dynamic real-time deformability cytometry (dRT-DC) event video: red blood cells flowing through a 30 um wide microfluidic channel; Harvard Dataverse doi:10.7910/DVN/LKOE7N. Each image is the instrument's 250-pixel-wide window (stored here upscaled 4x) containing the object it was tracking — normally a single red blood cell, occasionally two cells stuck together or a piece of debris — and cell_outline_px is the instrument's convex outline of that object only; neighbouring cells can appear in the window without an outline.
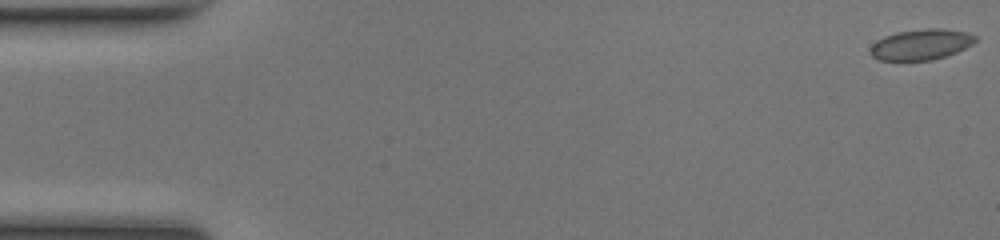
{"species": "common noctule bat (a hibernating species)", "species_latin": "Nyctalus noctula", "temperature_condition": "room temperature", "stored_images_in_passage": 50, "camera_frame_rate_fps": 3000, "um_per_image_px": 0.085, "animal": {"sex": "female", "body_mass_g": 17.0, "forearm_length_mm": 48.0}, "frame": {"image": 1, "passage_image": 1, "time_ms": 0.0, "image_size_px": [1000, 240], "cell_outline_px": [[976, 40], [972, 44], [956, 52], [932, 60], [880, 60], [872, 56], [868, 52], [868, 48], [876, 40], [884, 36], [896, 32], [928, 28], [944, 28], [968, 32], [976, 36]], "centroid_in_image_um": [78.25, 3.77], "position_along_channel_um": 6.7, "area_um2": 18.9}}
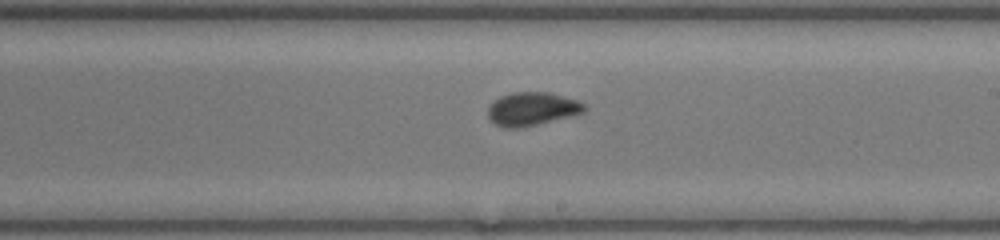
{"frame": {"image": 2, "passage_image": 29, "time_ms": 9.333, "image_size_px": [1000, 240], "cell_outline_px": [[588, 108], [584, 112], [520, 128], [504, 128], [496, 124], [488, 116], [488, 108], [500, 96], [512, 92], [548, 92], [576, 100], [588, 104]], "centroid_in_image_um": [45.24, 9.25], "position_along_channel_um": 243.8, "area_um2": 18.5}}
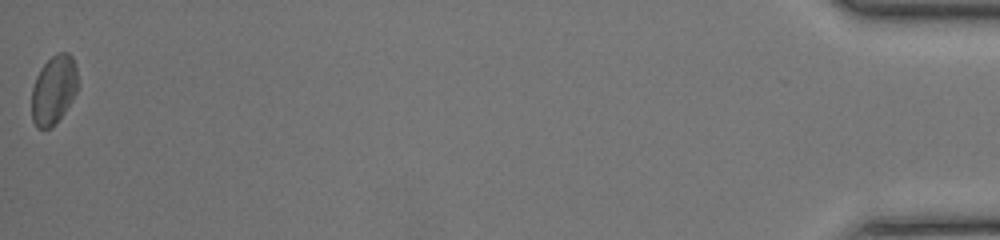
{"frame": {"image": 3, "passage_image": 50, "time_ms": 16.333, "image_size_px": [1000, 240], "cell_outline_px": [[76, 92], [64, 112], [52, 128], [36, 128], [32, 120], [32, 88], [36, 76], [40, 68], [56, 52], [68, 52], [72, 56], [76, 68]], "centroid_in_image_um": [4.54, 7.63], "position_along_channel_um": 430.7, "area_um2": 18.38}, "authors_computed_cell_mechanics": {"area_um2": 18.3804, "velocity_mm_per_s": 4.1948, "shape_relaxation_time_tau1_ms": 3.4901, "shape_relaxation_time_tau2_ms": 0.9599, "deformation_change_tau1": 0.0797, "deformation_change_tau2": 0.0428}}